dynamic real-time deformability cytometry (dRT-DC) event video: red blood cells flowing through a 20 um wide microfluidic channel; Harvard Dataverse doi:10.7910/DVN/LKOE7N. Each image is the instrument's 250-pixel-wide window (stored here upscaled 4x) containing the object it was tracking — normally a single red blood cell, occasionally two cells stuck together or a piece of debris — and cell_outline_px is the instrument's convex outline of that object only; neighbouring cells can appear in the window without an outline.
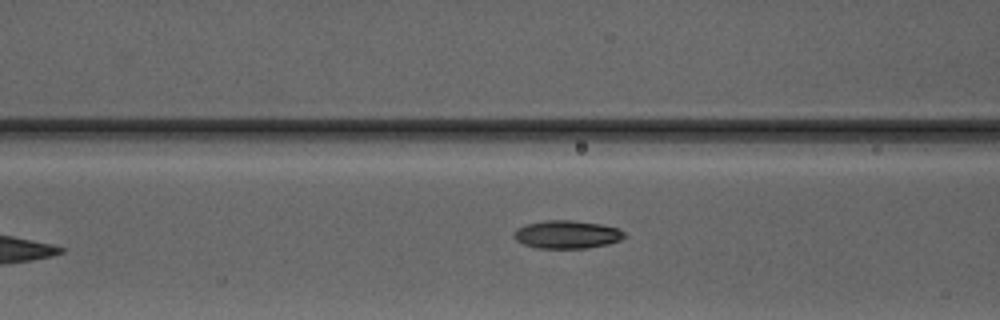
{"species": "Egyptian fruit bat (a non-hibernating species)", "species_latin": "Rousettus aegyptiacus", "temperature_condition": "warm", "stored_images_in_passage": 4, "camera_frame_rate_fps": 3000, "um_per_image_px": 0.085, "animal": {"sex": "male"}, "frame": {"image": 1, "passage_image": 4, "time_ms": 3.667, "image_size_px": [1000, 320], "cell_outline_px": [[628, 236], [620, 240], [608, 244], [584, 248], [536, 248], [524, 244], [516, 240], [512, 236], [512, 232], [516, 228], [524, 224], [544, 220], [572, 220], [600, 224], [616, 228], [624, 232]], "centroid_in_image_um": [48.14, 19.92], "position_along_channel_um": 118.5, "area_um2": 18.21}}